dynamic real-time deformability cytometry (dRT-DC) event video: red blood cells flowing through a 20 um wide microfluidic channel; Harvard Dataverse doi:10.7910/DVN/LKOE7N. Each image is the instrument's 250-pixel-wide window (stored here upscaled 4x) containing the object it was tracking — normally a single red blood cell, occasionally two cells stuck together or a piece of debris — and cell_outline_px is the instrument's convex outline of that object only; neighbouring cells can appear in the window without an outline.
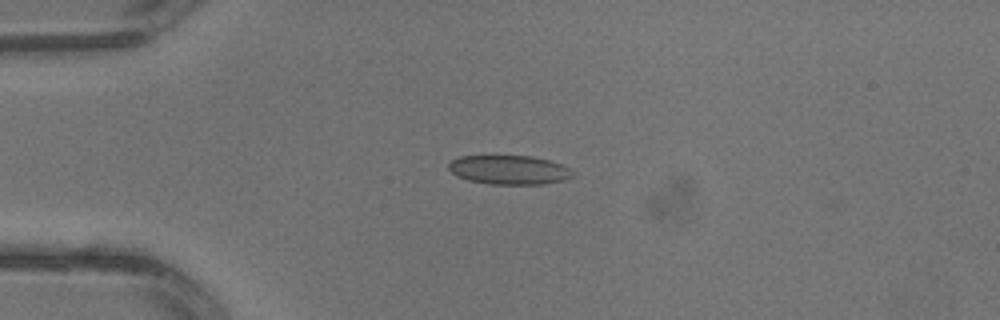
{"species": "common noctule bat (a hibernating species)", "species_latin": "Nyctalus noctula", "temperature_condition": "warm", "stored_images_in_passage": 3, "camera_frame_rate_fps": 3000, "um_per_image_px": 0.085, "animal": {"sex": "male", "body_mass_g": 13.3}, "frame": {"image": 1, "passage_image": 2, "time_ms": 0.333, "image_size_px": [1000, 320], "cell_outline_px": [[572, 176], [564, 180], [540, 184], [492, 184], [468, 180], [456, 176], [448, 168], [448, 164], [452, 160], [460, 156], [532, 156], [548, 160], [572, 168]], "centroid_in_image_um": [43.26, 14.43], "position_along_channel_um": 41.7, "area_um2": 20.92}}
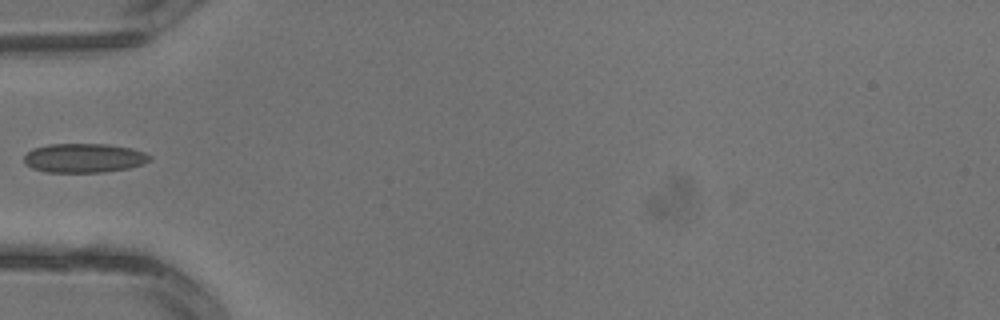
{"frame": {"image": 2, "passage_image": 3, "time_ms": 0.667, "image_size_px": [1000, 320], "cell_outline_px": [[152, 160], [144, 164], [128, 168], [104, 172], [44, 172], [32, 168], [24, 164], [24, 156], [32, 148], [48, 144], [108, 144], [132, 148], [144, 152], [152, 156]], "centroid_in_image_um": [7.15, 13.43], "position_along_channel_um": 77.8, "area_um2": 21.62}}